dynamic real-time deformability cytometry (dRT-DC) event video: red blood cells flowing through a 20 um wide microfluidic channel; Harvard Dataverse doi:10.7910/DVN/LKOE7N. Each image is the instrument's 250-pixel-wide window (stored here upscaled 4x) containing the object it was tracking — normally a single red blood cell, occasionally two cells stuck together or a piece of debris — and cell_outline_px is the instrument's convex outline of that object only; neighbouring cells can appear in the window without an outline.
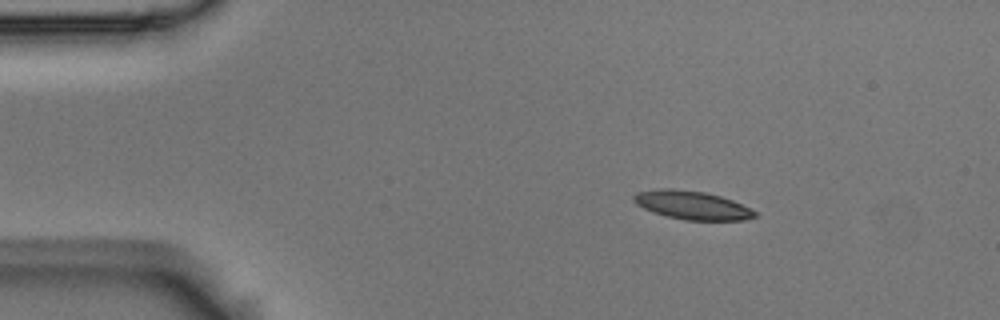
{"species": "Egyptian fruit bat (a non-hibernating species)", "species_latin": "Rousettus aegyptiacus", "temperature_condition": "room temperature", "stored_images_in_passage": 3, "camera_frame_rate_fps": 3000, "um_per_image_px": 0.085, "animal": {"sex": "male"}, "frame": {"image": 1, "passage_image": 1, "time_ms": 0.0, "image_size_px": [1000, 320], "cell_outline_px": [[760, 216], [744, 220], [684, 220], [664, 216], [652, 212], [636, 204], [632, 200], [632, 196], [636, 192], [660, 188], [672, 188], [704, 192], [720, 196], [732, 200], [756, 212]], "centroid_in_image_um": [58.79, 17.44], "position_along_channel_um": 26.2, "area_um2": 20.23}}